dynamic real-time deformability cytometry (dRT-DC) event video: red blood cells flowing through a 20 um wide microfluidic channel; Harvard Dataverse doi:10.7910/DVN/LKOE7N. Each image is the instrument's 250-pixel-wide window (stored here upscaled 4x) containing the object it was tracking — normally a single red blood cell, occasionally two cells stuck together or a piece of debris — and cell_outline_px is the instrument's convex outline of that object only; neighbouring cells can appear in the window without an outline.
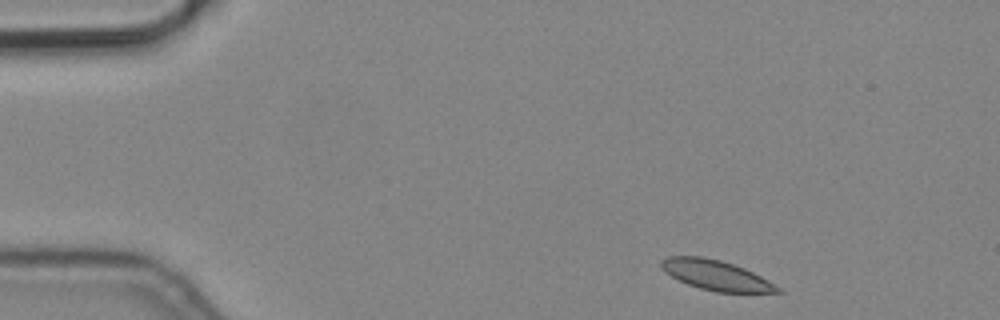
{"species": "common noctule bat (a hibernating species)", "species_latin": "Nyctalus noctula", "temperature_condition": "cold", "stored_images_in_passage": 7, "camera_frame_rate_fps": 3000, "um_per_image_px": 0.085, "animal": {"sex": "male", "body_mass_g": 19.2, "forearm_length_mm": 51.8}, "frame": {"image": 1, "passage_image": 1, "time_ms": 0.0, "image_size_px": [1000, 320], "cell_outline_px": [[784, 292], [716, 292], [700, 288], [688, 284], [664, 272], [660, 268], [660, 260], [668, 256], [700, 256], [720, 260], [744, 268], [768, 280], [780, 288]], "centroid_in_image_um": [60.82, 23.38], "position_along_channel_um": 24.2, "area_um2": 20.11}}
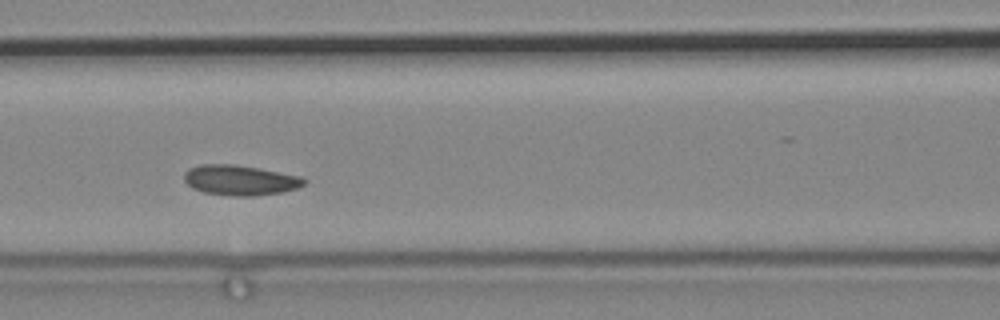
{"frame": {"image": 2, "passage_image": 6, "time_ms": 1.667, "image_size_px": [1000, 320], "cell_outline_px": [[308, 180], [304, 184], [296, 188], [284, 192], [252, 196], [236, 196], [204, 192], [192, 188], [184, 180], [184, 172], [188, 168], [200, 164], [236, 164], [260, 168], [300, 176]], "centroid_in_image_um": [20.4, 15.3], "position_along_channel_um": 146.2, "area_um2": 21.21}}
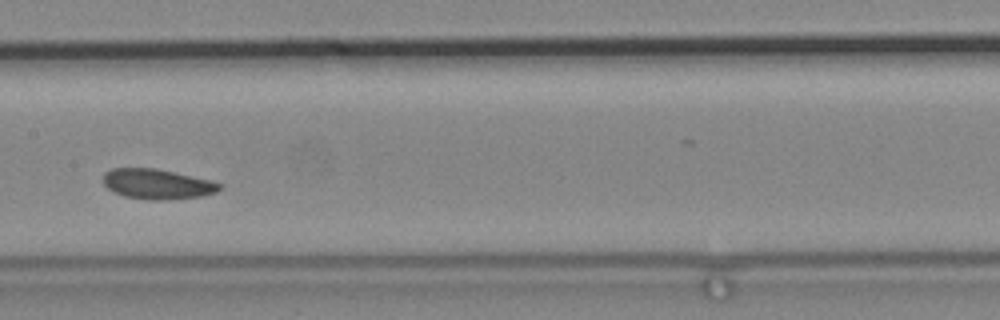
{"frame": {"image": 3, "passage_image": 7, "time_ms": 2.0, "image_size_px": [1000, 320], "cell_outline_px": [[220, 188], [216, 192], [200, 196], [160, 200], [152, 200], [124, 196], [112, 192], [104, 184], [104, 172], [112, 168], [156, 168], [212, 180], [220, 184]], "centroid_in_image_um": [13.33, 15.63], "position_along_channel_um": 194.1, "area_um2": 20.29}}